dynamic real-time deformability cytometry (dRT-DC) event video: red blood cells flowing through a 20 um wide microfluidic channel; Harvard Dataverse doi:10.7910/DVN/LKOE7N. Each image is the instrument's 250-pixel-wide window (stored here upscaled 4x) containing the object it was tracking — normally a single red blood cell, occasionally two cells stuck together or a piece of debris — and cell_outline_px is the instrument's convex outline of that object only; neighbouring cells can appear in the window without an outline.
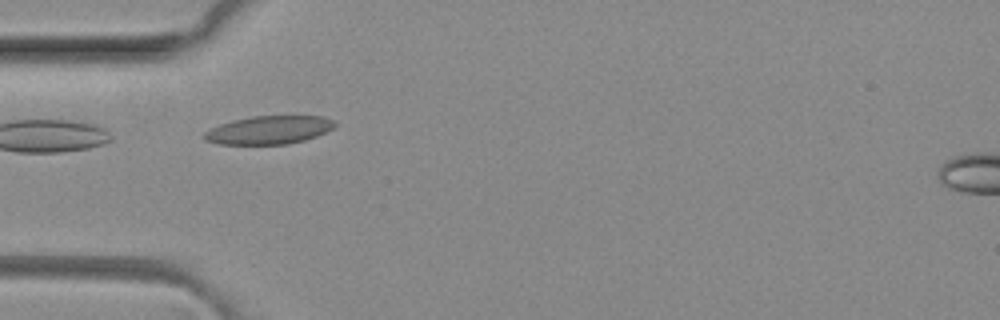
{"species": "common noctule bat (a hibernating species)", "species_latin": "Nyctalus noctula", "temperature_condition": "room temperature", "stored_images_in_passage": 4, "camera_frame_rate_fps": 3000, "um_per_image_px": 0.085, "animal": {"sex": "female", "body_mass_g": 29.2, "forearm_length_mm": 56.3}, "frame": {"image": 1, "passage_image": 1, "time_ms": 0.0, "image_size_px": [1000, 320], "cell_outline_px": [[336, 124], [332, 128], [316, 136], [304, 140], [288, 144], [220, 144], [204, 140], [200, 136], [204, 132], [220, 124], [232, 120], [252, 116], [324, 116], [332, 120]], "centroid_in_image_um": [22.81, 11.05], "position_along_channel_um": 62.2, "area_um2": 21.44}}
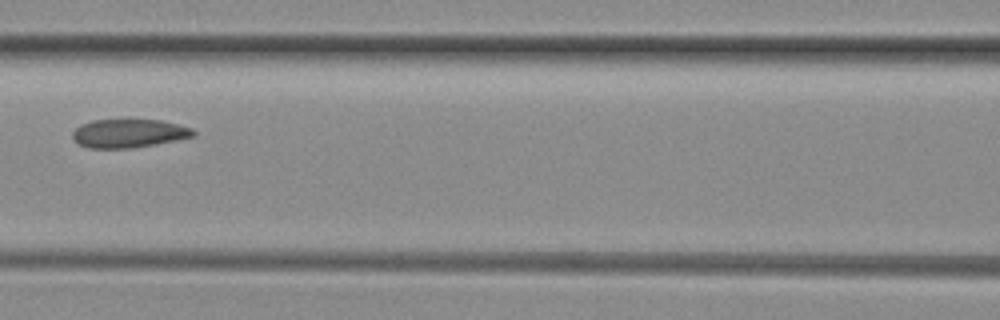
{"frame": {"image": 2, "passage_image": 3, "time_ms": 0.667, "image_size_px": [1000, 320], "cell_outline_px": [[196, 136], [156, 144], [132, 148], [88, 148], [76, 144], [72, 136], [72, 132], [80, 124], [92, 120], [160, 120], [192, 128], [196, 132]], "centroid_in_image_um": [10.92, 11.34], "position_along_channel_um": 155.7, "area_um2": 20.17}}
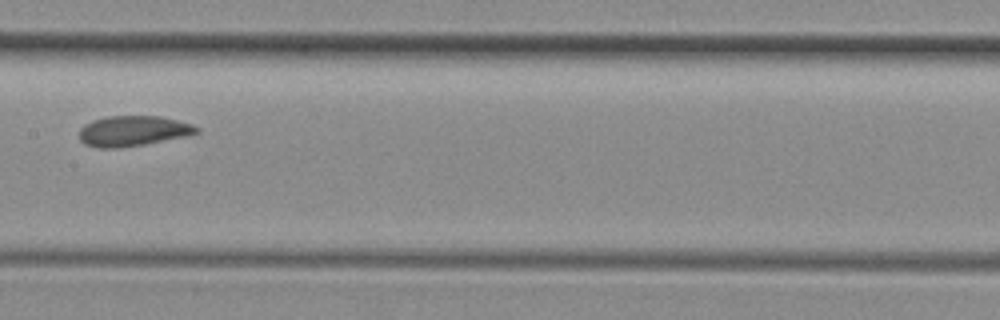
{"frame": {"image": 3, "passage_image": 4, "time_ms": 1.0, "image_size_px": [1000, 320], "cell_outline_px": [[200, 132], [192, 136], [144, 144], [116, 148], [100, 148], [84, 144], [80, 140], [80, 128], [84, 124], [92, 120], [108, 116], [160, 116], [192, 124], [200, 128]], "centroid_in_image_um": [11.35, 11.13], "position_along_channel_um": 196.1, "area_um2": 20.98}}